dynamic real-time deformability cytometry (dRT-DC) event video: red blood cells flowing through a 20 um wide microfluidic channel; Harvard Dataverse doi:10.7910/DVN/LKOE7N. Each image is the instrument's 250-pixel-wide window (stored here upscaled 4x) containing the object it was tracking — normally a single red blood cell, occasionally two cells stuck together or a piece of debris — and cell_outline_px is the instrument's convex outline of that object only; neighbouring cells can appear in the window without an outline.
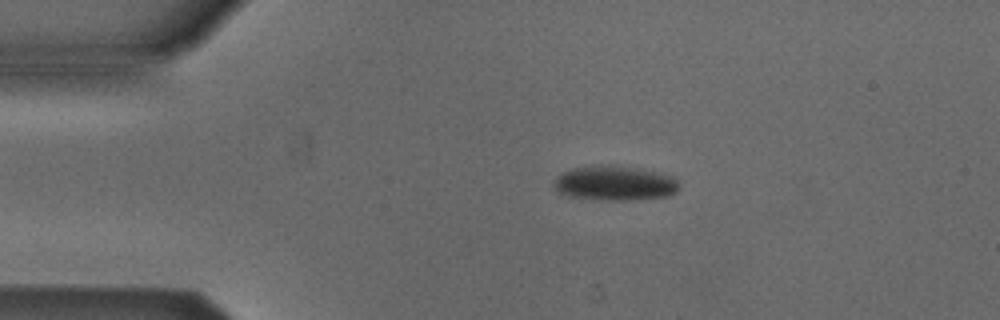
{"species": "Egyptian fruit bat (a non-hibernating species)", "species_latin": "Rousettus aegyptiacus", "temperature_condition": "cold", "stored_images_in_passage": 2, "camera_frame_rate_fps": 3000, "um_per_image_px": 0.085, "animal": {"sex": "male"}, "frame": {"image": 1, "passage_image": 1, "time_ms": 0.0, "image_size_px": [1000, 320], "cell_outline_px": [[680, 188], [676, 192], [668, 196], [624, 200], [608, 200], [568, 196], [560, 192], [552, 184], [556, 176], [560, 172], [572, 168], [600, 164], [608, 164], [636, 168], [672, 176], [676, 180]], "centroid_in_image_um": [52.21, 15.55], "position_along_channel_um": 32.8, "area_um2": 25.26}}